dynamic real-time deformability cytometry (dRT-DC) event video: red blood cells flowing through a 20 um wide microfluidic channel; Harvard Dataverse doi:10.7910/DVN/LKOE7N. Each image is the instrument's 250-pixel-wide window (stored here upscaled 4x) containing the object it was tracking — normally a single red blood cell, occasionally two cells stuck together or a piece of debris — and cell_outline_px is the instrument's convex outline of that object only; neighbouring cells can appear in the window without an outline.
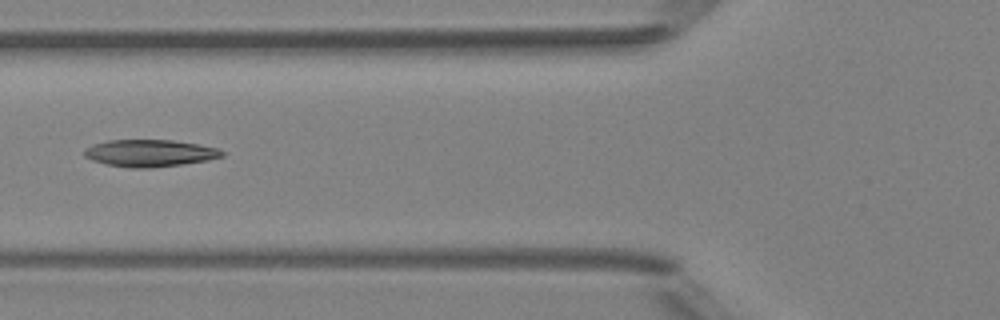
{"species": "Egyptian fruit bat (a non-hibernating species)", "species_latin": "Rousettus aegyptiacus", "temperature_condition": "room temperature", "stored_images_in_passage": 5, "segment_of_instrument_passage": [2, 2], "camera_frame_rate_fps": 3000, "um_per_image_px": 0.085, "animal": {"sex": "female"}, "frame": {"image": 1, "passage_image": 4, "time_ms": 4.333, "image_size_px": [1000, 320], "cell_outline_px": [[224, 156], [208, 160], [180, 164], [148, 168], [128, 168], [108, 164], [92, 160], [84, 156], [84, 148], [92, 144], [108, 140], [172, 140], [200, 144], [216, 148], [224, 152]], "centroid_in_image_um": [12.71, 13.01], "position_along_channel_um": 113.1, "area_um2": 21.68}}
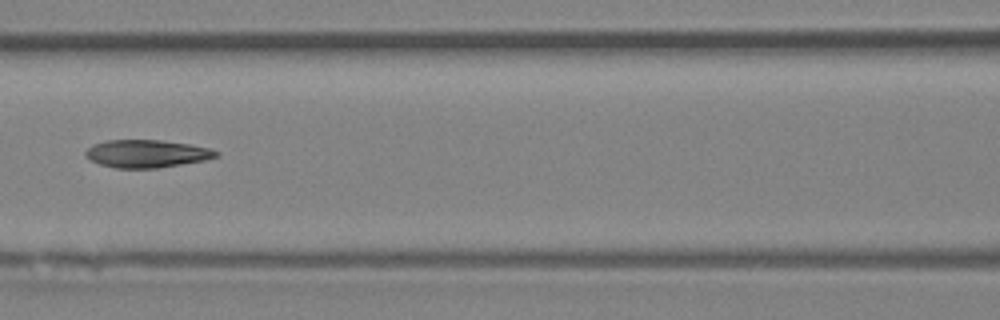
{"frame": {"image": 2, "passage_image": 5, "time_ms": 5.333, "image_size_px": [1000, 320], "cell_outline_px": [[220, 156], [204, 160], [156, 168], [116, 168], [100, 164], [84, 156], [84, 152], [92, 144], [108, 140], [160, 140], [188, 144], [208, 148], [220, 152]], "centroid_in_image_um": [12.45, 13.06], "position_along_channel_um": 154.1, "area_um2": 20.98}}